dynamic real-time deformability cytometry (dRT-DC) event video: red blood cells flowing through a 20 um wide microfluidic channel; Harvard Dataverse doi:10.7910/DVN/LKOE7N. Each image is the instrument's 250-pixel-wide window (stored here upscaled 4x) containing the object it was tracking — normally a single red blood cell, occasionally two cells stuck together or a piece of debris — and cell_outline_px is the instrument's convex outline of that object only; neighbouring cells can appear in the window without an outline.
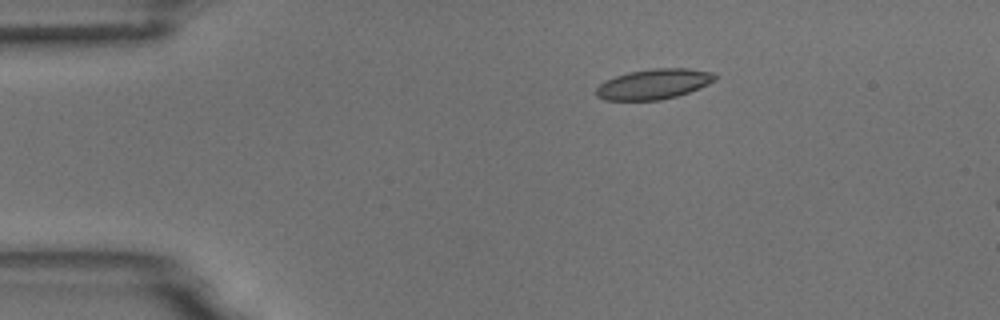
{"species": "common noctule bat (a hibernating species)", "species_latin": "Nyctalus noctula", "temperature_condition": "room temperature", "stored_images_in_passage": 17, "camera_frame_rate_fps": 3000, "um_per_image_px": 0.085, "animal": {"sex": "male", "body_mass_g": 18.8}, "frame": {"image": 1, "passage_image": 10, "time_ms": 3.0, "image_size_px": [1000, 320], "cell_outline_px": [[716, 80], [700, 88], [676, 96], [660, 100], [604, 100], [596, 96], [596, 88], [604, 80], [628, 72], [652, 68], [688, 68], [712, 72], [716, 76]], "centroid_in_image_um": [55.55, 7.14], "position_along_channel_um": 29.4, "area_um2": 20.98}}